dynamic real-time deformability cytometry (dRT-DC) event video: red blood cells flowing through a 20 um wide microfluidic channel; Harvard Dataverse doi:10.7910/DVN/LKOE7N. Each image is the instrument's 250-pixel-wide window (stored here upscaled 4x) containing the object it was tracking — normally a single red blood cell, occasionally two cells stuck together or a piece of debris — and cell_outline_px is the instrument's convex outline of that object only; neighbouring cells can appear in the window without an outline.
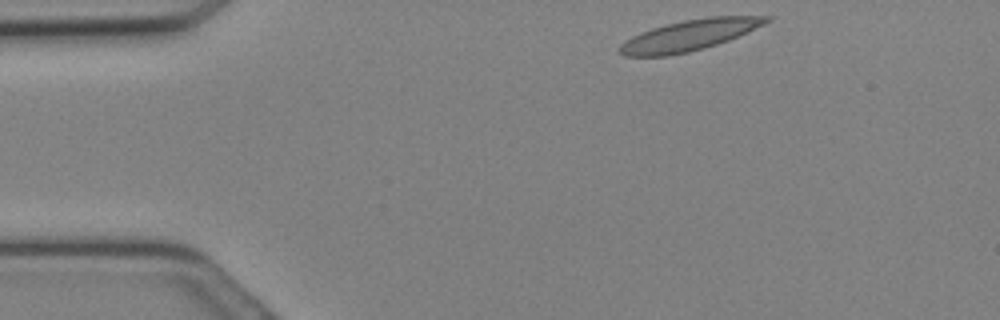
{"species": "Egyptian fruit bat (a non-hibernating species)", "species_latin": "Rousettus aegyptiacus", "temperature_condition": "cold", "stored_images_in_passage": 9, "camera_frame_rate_fps": 3000, "um_per_image_px": 0.085, "animal": {"sex": "female"}, "frame": {"image": 1, "passage_image": 1, "time_ms": 0.0, "image_size_px": [1000, 320], "cell_outline_px": [[772, 20], [764, 24], [728, 40], [704, 48], [688, 52], [668, 56], [624, 56], [616, 52], [620, 44], [624, 40], [640, 32], [652, 28], [684, 20], [708, 16], [772, 16]], "centroid_in_image_um": [58.54, 3.0], "position_along_channel_um": 26.5, "area_um2": 26.3}}
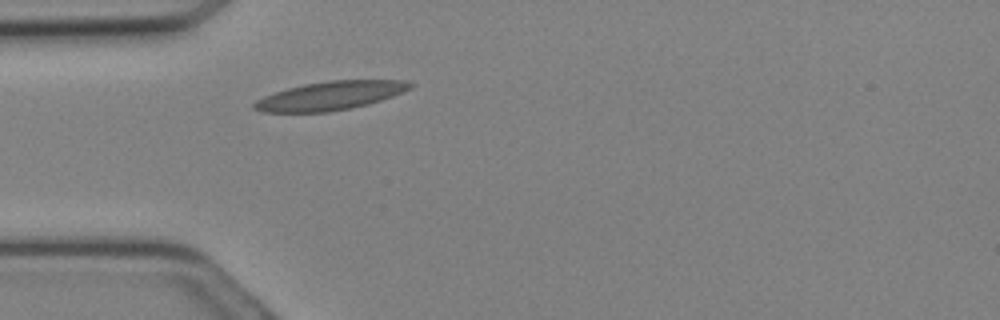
{"frame": {"image": 2, "passage_image": 5, "time_ms": 1.333, "image_size_px": [1000, 320], "cell_outline_px": [[416, 84], [412, 88], [392, 96], [368, 104], [328, 112], [264, 112], [252, 108], [252, 104], [256, 100], [264, 96], [288, 88], [304, 84], [328, 80], [408, 80]], "centroid_in_image_um": [28.09, 8.12], "position_along_channel_um": 56.9, "area_um2": 25.95}}
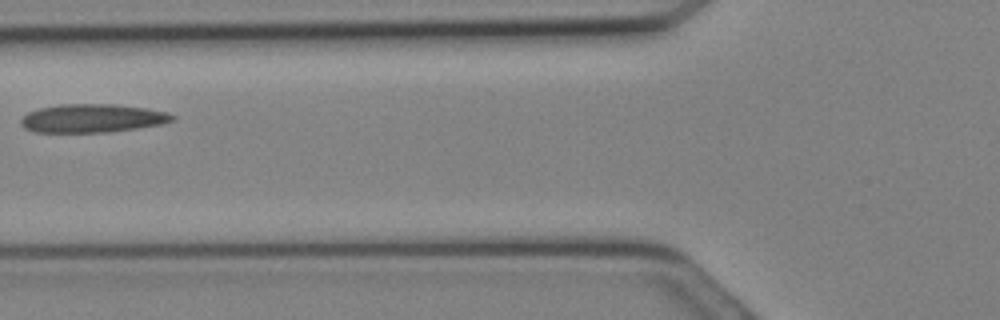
{"frame": {"image": 3, "passage_image": 8, "time_ms": 2.333, "image_size_px": [1000, 320], "cell_outline_px": [[176, 120], [160, 124], [112, 132], [32, 132], [24, 128], [20, 124], [20, 120], [28, 112], [40, 108], [60, 104], [116, 104], [148, 108], [168, 112], [176, 116]], "centroid_in_image_um": [7.87, 10.05], "position_along_channel_um": 117.9, "area_um2": 25.32}}